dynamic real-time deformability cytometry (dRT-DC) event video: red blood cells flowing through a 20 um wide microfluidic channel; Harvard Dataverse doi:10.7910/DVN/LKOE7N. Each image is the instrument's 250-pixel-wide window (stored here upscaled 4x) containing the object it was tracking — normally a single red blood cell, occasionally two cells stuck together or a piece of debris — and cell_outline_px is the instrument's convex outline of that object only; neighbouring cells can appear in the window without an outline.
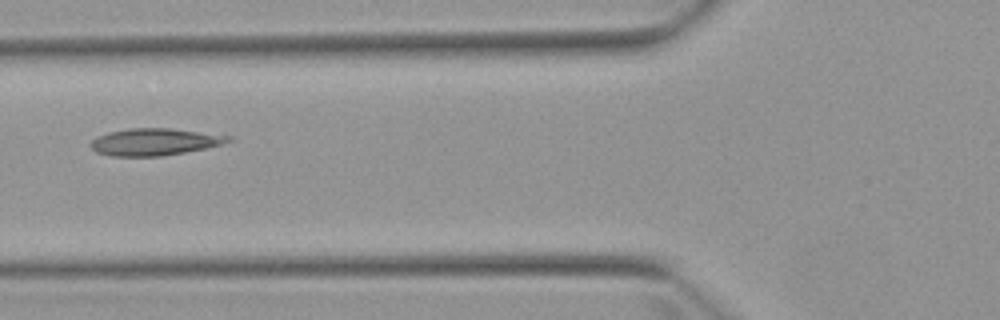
{"species": "Egyptian fruit bat (a non-hibernating species)", "species_latin": "Rousettus aegyptiacus", "temperature_condition": "warm", "stored_images_in_passage": 4, "camera_frame_rate_fps": 3000, "um_per_image_px": 0.085, "animal": {"sex": "female"}, "frame": {"image": 1, "passage_image": 4, "time_ms": 3.667, "image_size_px": [1000, 320], "cell_outline_px": [[236, 140], [204, 148], [184, 152], [160, 156], [112, 156], [96, 152], [88, 144], [96, 136], [108, 132], [128, 128], [168, 128], [232, 136]], "centroid_in_image_um": [13.1, 12.05], "position_along_channel_um": 112.7, "area_um2": 21.62}}